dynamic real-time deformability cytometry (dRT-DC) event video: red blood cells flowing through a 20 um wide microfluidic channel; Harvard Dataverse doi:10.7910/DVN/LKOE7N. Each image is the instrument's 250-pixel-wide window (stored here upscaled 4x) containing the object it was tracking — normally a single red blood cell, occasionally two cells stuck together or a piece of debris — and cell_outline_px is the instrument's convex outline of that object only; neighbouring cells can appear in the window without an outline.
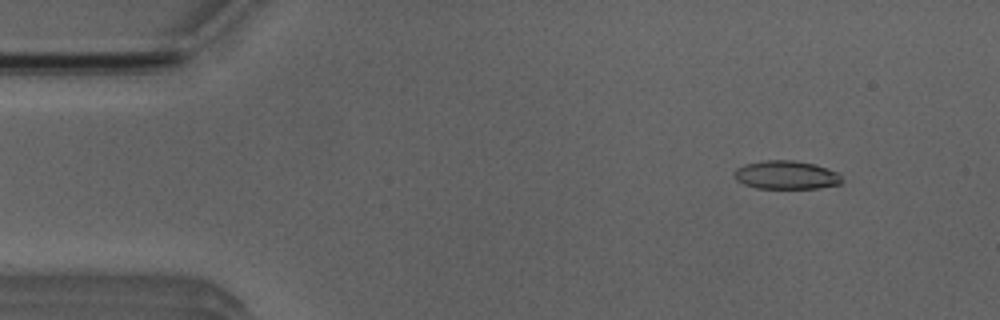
{"species": "Egyptian fruit bat (a non-hibernating species)", "species_latin": "Rousettus aegyptiacus", "temperature_condition": "room temperature", "stored_images_in_passage": 6, "camera_frame_rate_fps": 3000, "um_per_image_px": 0.085, "animal": {"sex": "male"}, "frame": {"image": 1, "passage_image": 2, "time_ms": 1.0, "image_size_px": [1000, 320], "cell_outline_px": [[844, 180], [840, 184], [820, 188], [756, 188], [744, 184], [736, 180], [732, 172], [736, 168], [744, 164], [764, 160], [792, 160], [816, 164], [840, 172]], "centroid_in_image_um": [66.85, 14.87], "position_along_channel_um": 18.1, "area_um2": 18.21}}